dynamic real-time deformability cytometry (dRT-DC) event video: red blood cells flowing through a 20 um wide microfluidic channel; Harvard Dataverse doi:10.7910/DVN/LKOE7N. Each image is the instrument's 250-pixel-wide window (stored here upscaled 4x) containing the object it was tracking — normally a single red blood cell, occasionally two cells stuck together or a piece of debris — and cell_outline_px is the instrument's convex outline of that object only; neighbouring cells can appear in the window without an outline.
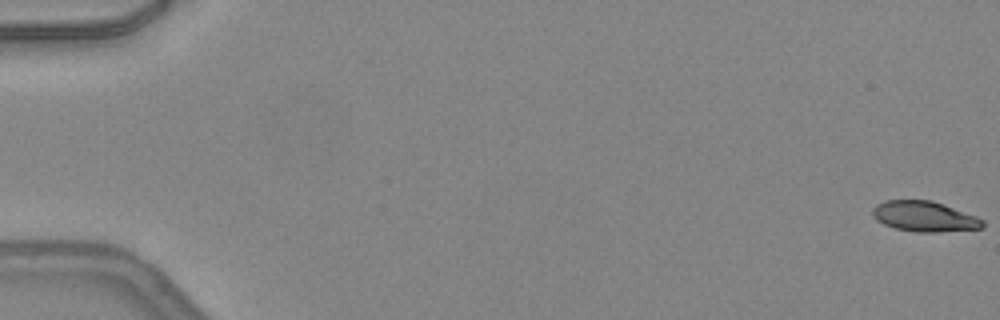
{"species": "common noctule bat (a hibernating species)", "species_latin": "Nyctalus noctula", "temperature_condition": "warm", "stored_images_in_passage": 4, "camera_frame_rate_fps": 3000, "um_per_image_px": 0.085, "animal": {"sex": "female", "body_mass_g": 24.6, "forearm_length_mm": 56.2}, "frame": {"image": 1, "passage_image": 1, "time_ms": 0.0, "image_size_px": [1000, 320], "cell_outline_px": [[984, 228], [936, 232], [916, 232], [896, 228], [884, 224], [876, 220], [872, 216], [872, 208], [876, 204], [884, 200], [932, 200], [976, 216], [984, 220]], "centroid_in_image_um": [78.56, 18.39], "position_along_channel_um": 6.4, "area_um2": 19.54}}